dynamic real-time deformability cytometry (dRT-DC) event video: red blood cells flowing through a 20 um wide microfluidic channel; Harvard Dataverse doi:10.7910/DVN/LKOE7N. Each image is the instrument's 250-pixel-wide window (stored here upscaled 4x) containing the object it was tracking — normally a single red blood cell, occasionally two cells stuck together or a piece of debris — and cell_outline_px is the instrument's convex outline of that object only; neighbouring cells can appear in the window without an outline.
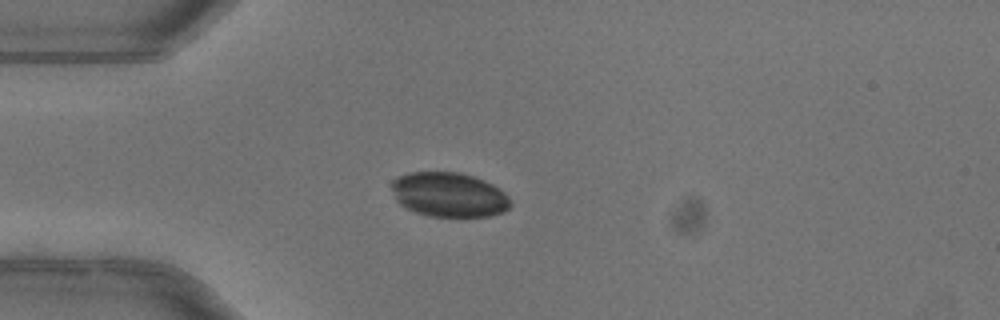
{"species": "common noctule bat (a hibernating species)", "species_latin": "Nyctalus noctula", "temperature_condition": "warm", "stored_images_in_passage": 38, "camera_frame_rate_fps": 3000, "um_per_image_px": 0.085, "animal": {"sex": "female"}, "frame": {"image": 1, "passage_image": 1, "time_ms": 0.0, "image_size_px": [1000, 320], "cell_outline_px": [[512, 204], [504, 212], [488, 216], [428, 216], [416, 212], [400, 204], [396, 200], [392, 188], [392, 180], [396, 176], [408, 172], [460, 172], [484, 180], [492, 184], [504, 192], [508, 196]], "centroid_in_image_um": [38.16, 16.54], "position_along_channel_um": 46.8, "area_um2": 30.87}}